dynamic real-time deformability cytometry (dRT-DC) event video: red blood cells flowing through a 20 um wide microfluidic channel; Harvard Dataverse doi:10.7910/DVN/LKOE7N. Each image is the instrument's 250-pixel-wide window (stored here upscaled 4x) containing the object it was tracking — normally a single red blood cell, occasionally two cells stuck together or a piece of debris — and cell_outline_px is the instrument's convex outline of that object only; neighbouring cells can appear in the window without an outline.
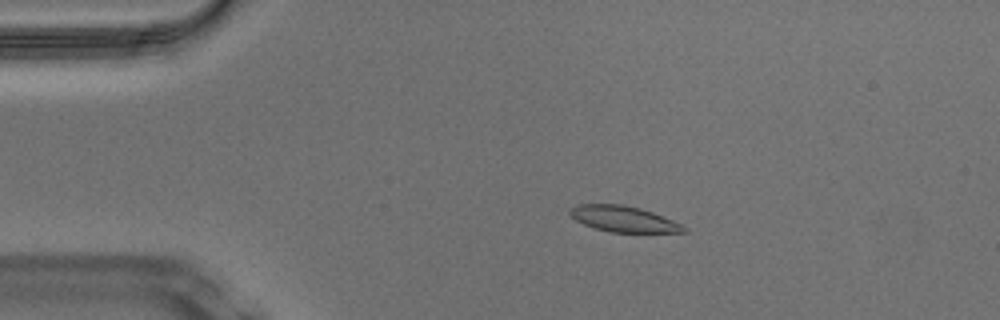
{"species": "Egyptian fruit bat (a non-hibernating species)", "species_latin": "Rousettus aegyptiacus", "temperature_condition": "warm", "stored_images_in_passage": 9, "camera_frame_rate_fps": 3000, "um_per_image_px": 0.085, "animal": {"sex": "male"}, "frame": {"image": 1, "passage_image": 3, "time_ms": 0.667, "image_size_px": [1000, 320], "cell_outline_px": [[688, 232], [608, 232], [584, 224], [576, 220], [568, 212], [572, 208], [580, 204], [620, 204], [640, 208], [652, 212], [672, 220], [688, 228]], "centroid_in_image_um": [53.02, 18.61], "position_along_channel_um": 32.0, "area_um2": 16.94}}
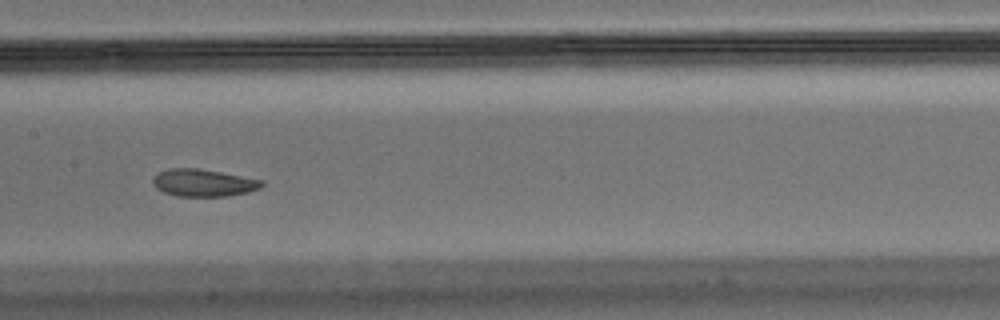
{"frame": {"image": 2, "passage_image": 8, "time_ms": 2.333, "image_size_px": [1000, 320], "cell_outline_px": [[264, 188], [232, 196], [176, 196], [160, 192], [152, 184], [152, 176], [156, 172], [168, 168], [200, 168], [264, 180]], "centroid_in_image_um": [17.27, 15.54], "position_along_channel_um": 190.1, "area_um2": 17.92}}
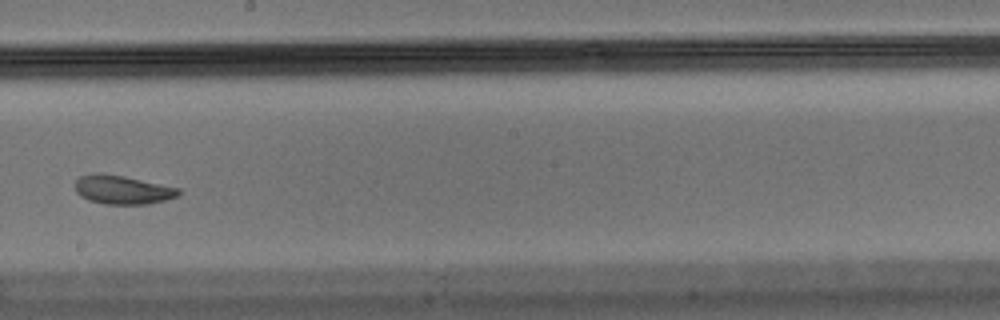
{"frame": {"image": 3, "passage_image": 9, "time_ms": 2.667, "image_size_px": [1000, 320], "cell_outline_px": [[184, 192], [180, 196], [168, 200], [152, 204], [104, 204], [88, 200], [80, 196], [72, 188], [72, 184], [80, 176], [92, 172], [104, 172], [124, 176], [180, 188]], "centroid_in_image_um": [10.41, 16.12], "position_along_channel_um": 237.8, "area_um2": 18.09}}